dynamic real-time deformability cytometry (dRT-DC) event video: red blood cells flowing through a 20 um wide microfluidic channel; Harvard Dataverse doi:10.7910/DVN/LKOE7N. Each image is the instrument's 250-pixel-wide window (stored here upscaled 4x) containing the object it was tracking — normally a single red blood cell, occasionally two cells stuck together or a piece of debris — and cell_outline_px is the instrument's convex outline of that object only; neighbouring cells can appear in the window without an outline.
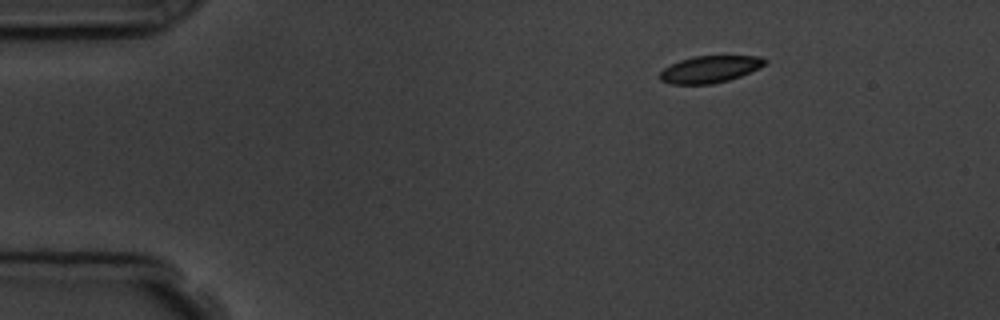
{"species": "common noctule bat (a hibernating species)", "species_latin": "Nyctalus noctula", "temperature_condition": "room temperature", "stored_images_in_passage": 5, "camera_frame_rate_fps": 3000, "um_per_image_px": 0.085, "animal": {"sex": "male", "body_mass_g": 19.5, "forearm_length_mm": 54.6}, "frame": {"image": 1, "passage_image": 1, "time_ms": 0.0, "image_size_px": [1000, 320], "cell_outline_px": [[768, 60], [760, 68], [740, 76], [728, 80], [712, 84], [668, 84], [660, 80], [660, 72], [664, 68], [680, 60], [692, 56], [760, 56]], "centroid_in_image_um": [60.33, 5.88], "position_along_channel_um": 24.7, "area_um2": 16.47}}
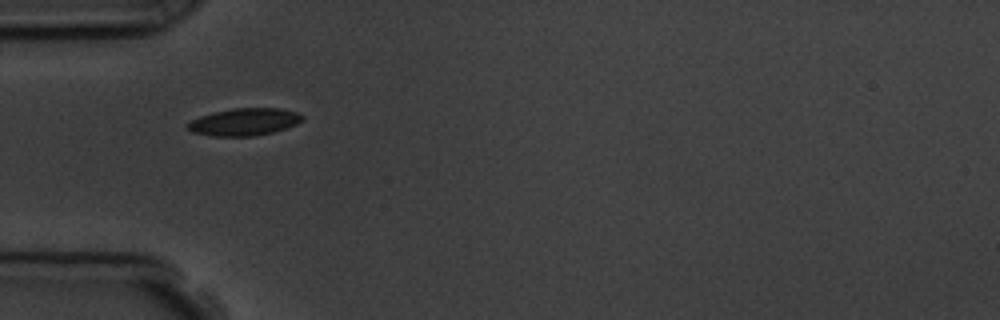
{"frame": {"image": 2, "passage_image": 3, "time_ms": 3.0, "image_size_px": [1000, 320], "cell_outline_px": [[304, 120], [296, 124], [272, 132], [256, 136], [212, 136], [192, 132], [184, 124], [200, 116], [212, 112], [232, 108], [280, 108], [300, 112], [304, 116]], "centroid_in_image_um": [20.77, 10.35], "position_along_channel_um": 64.2, "area_um2": 18.44}}